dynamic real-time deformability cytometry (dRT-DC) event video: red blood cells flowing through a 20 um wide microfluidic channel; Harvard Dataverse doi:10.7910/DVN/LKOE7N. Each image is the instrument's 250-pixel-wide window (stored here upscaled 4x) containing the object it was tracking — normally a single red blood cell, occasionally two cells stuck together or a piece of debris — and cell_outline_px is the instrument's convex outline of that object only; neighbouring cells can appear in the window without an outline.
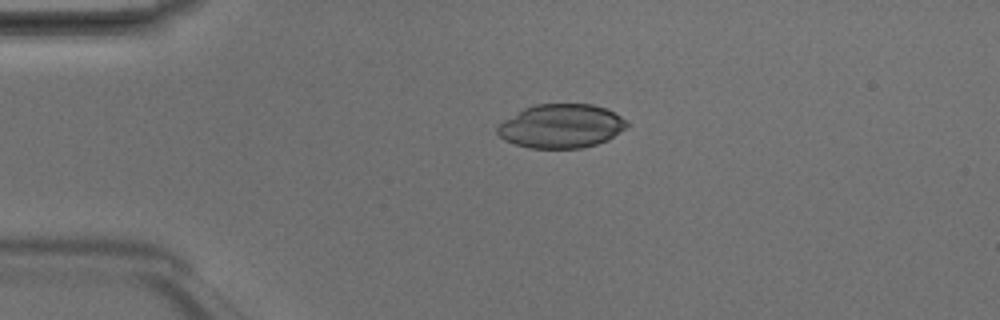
{"species": "Egyptian fruit bat (a non-hibernating species)", "species_latin": "Rousettus aegyptiacus", "temperature_condition": "room temperature", "stored_images_in_passage": 5, "camera_frame_rate_fps": 3000, "um_per_image_px": 0.085, "animal": {"sex": "male"}, "frame": {"image": 1, "passage_image": 4, "time_ms": 1.0, "image_size_px": [1000, 320], "cell_outline_px": [[628, 124], [624, 128], [608, 140], [596, 144], [580, 148], [528, 148], [504, 140], [496, 132], [496, 128], [504, 120], [524, 108], [536, 104], [592, 104], [604, 108], [628, 120]], "centroid_in_image_um": [47.68, 10.72], "position_along_channel_um": 37.3, "area_um2": 32.89}}